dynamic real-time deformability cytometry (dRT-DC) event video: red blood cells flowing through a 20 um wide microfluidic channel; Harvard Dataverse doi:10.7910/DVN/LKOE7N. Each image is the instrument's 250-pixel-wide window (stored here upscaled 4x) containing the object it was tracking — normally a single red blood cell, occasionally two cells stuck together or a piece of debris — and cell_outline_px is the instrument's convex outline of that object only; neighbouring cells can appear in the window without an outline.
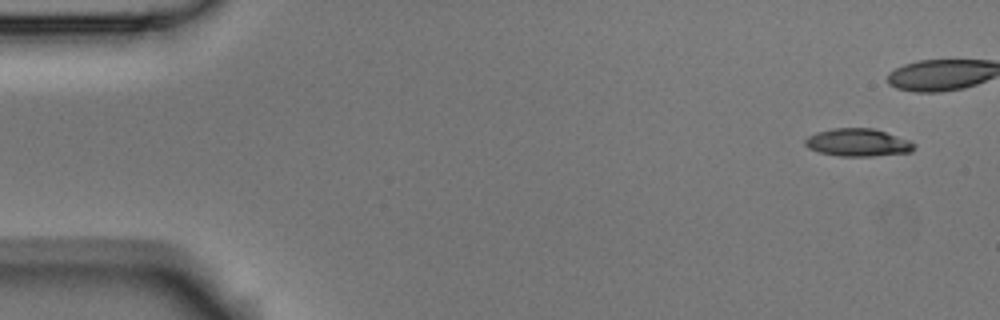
{"species": "Egyptian fruit bat (a non-hibernating species)", "species_latin": "Rousettus aegyptiacus", "temperature_condition": "room temperature", "stored_images_in_passage": 9, "camera_frame_rate_fps": 3000, "um_per_image_px": 0.085, "animal": {"sex": "male"}, "frame": {"image": 1, "passage_image": 1, "time_ms": 0.0, "image_size_px": [1000, 320], "cell_outline_px": [[916, 144], [912, 152], [872, 156], [840, 156], [820, 152], [808, 148], [804, 144], [804, 140], [808, 136], [816, 132], [832, 128], [872, 128], [912, 140]], "centroid_in_image_um": [72.94, 12.11], "position_along_channel_um": 12.1, "area_um2": 17.74}}
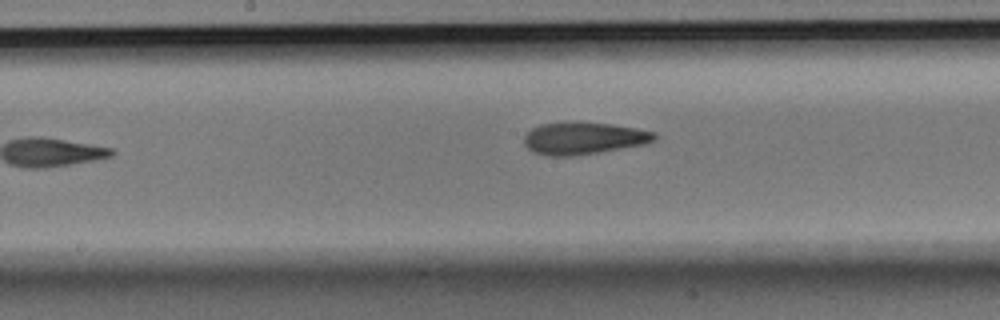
{"frame": {"image": 2, "passage_image": 8, "time_ms": 2.333, "image_size_px": [1000, 320], "cell_outline_px": [[656, 136], [652, 140], [644, 144], [572, 156], [548, 156], [532, 152], [524, 144], [524, 136], [532, 128], [540, 124], [612, 124], [636, 128], [656, 132]], "centroid_in_image_um": [49.57, 11.78], "position_along_channel_um": 198.6, "area_um2": 23.58}}
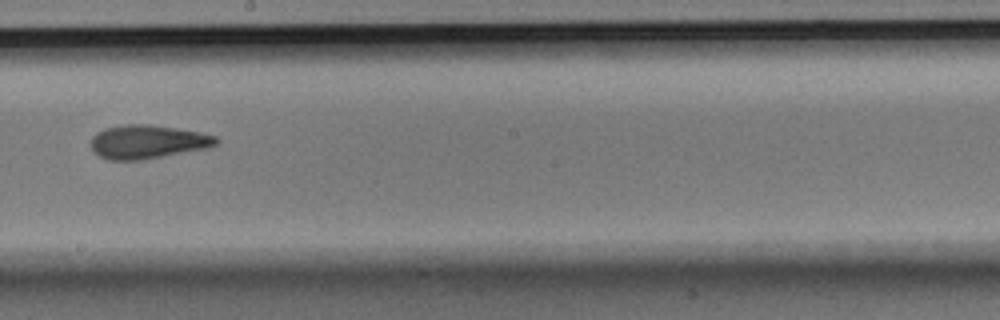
{"frame": {"image": 3, "passage_image": 9, "time_ms": 2.667, "image_size_px": [1000, 320], "cell_outline_px": [[220, 140], [216, 144], [208, 148], [144, 160], [108, 160], [100, 156], [88, 144], [92, 136], [96, 132], [104, 128], [128, 124], [148, 124], [176, 128], [200, 132], [216, 136]], "centroid_in_image_um": [12.53, 12.06], "position_along_channel_um": 235.7, "area_um2": 24.8}}